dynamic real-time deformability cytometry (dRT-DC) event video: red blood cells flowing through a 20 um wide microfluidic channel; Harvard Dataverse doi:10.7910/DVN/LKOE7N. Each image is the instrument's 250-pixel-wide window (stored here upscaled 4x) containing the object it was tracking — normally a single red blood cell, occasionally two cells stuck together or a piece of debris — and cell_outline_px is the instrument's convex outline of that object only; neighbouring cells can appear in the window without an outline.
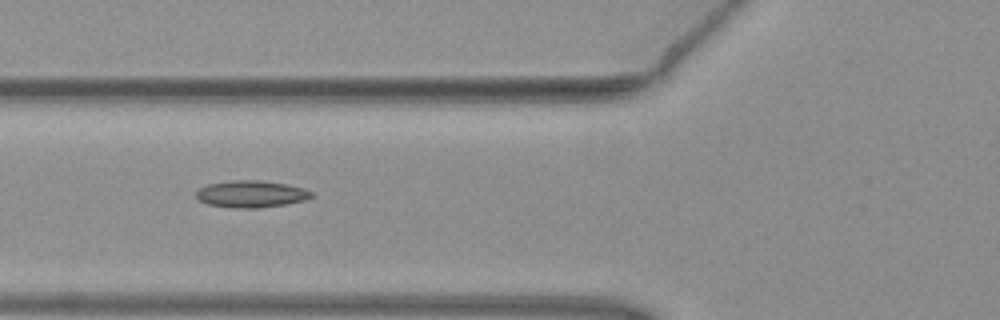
{"species": "common noctule bat (a hibernating species)", "species_latin": "Nyctalus noctula", "temperature_condition": "warm", "stored_images_in_passage": 8, "camera_frame_rate_fps": 3000, "um_per_image_px": 0.085, "animal": {"sex": "female", "body_mass_g": 19.3, "forearm_length_mm": 54.1}, "frame": {"image": 1, "passage_image": 6, "time_ms": 1.667, "image_size_px": [1000, 320], "cell_outline_px": [[312, 196], [304, 200], [284, 204], [260, 208], [232, 208], [208, 204], [200, 200], [196, 196], [196, 192], [200, 188], [208, 184], [232, 180], [260, 180], [284, 184], [304, 188], [312, 192]], "centroid_in_image_um": [21.33, 16.49], "position_along_channel_um": 104.5, "area_um2": 17.92}}
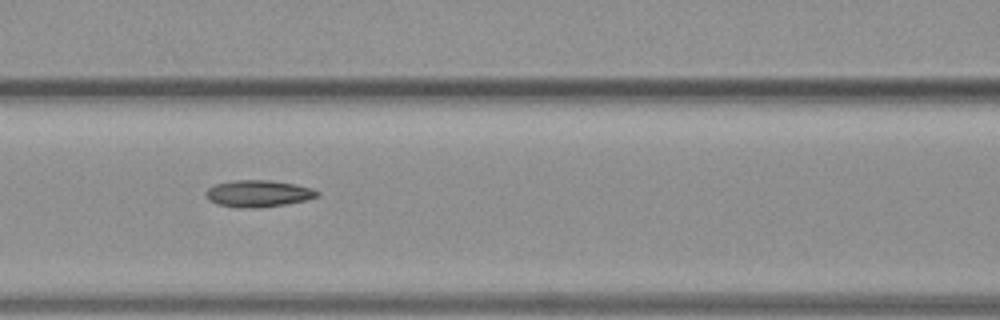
{"frame": {"image": 2, "passage_image": 7, "time_ms": 2.0, "image_size_px": [1000, 320], "cell_outline_px": [[320, 196], [308, 200], [260, 208], [240, 208], [216, 204], [208, 200], [204, 192], [208, 188], [216, 184], [236, 180], [268, 180], [296, 184], [312, 188], [320, 192]], "centroid_in_image_um": [21.97, 16.46], "position_along_channel_um": 144.6, "area_um2": 17.57}}
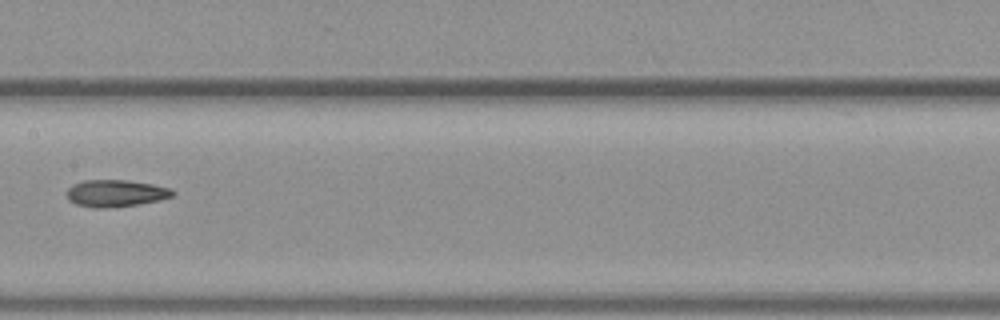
{"frame": {"image": 3, "passage_image": 8, "time_ms": 2.333, "image_size_px": [1000, 320], "cell_outline_px": [[176, 192], [172, 196], [160, 200], [136, 204], [104, 208], [96, 208], [76, 204], [68, 200], [68, 188], [72, 184], [84, 180], [128, 180], [152, 184], [172, 188]], "centroid_in_image_um": [9.85, 16.41], "position_along_channel_um": 197.6, "area_um2": 16.59}}